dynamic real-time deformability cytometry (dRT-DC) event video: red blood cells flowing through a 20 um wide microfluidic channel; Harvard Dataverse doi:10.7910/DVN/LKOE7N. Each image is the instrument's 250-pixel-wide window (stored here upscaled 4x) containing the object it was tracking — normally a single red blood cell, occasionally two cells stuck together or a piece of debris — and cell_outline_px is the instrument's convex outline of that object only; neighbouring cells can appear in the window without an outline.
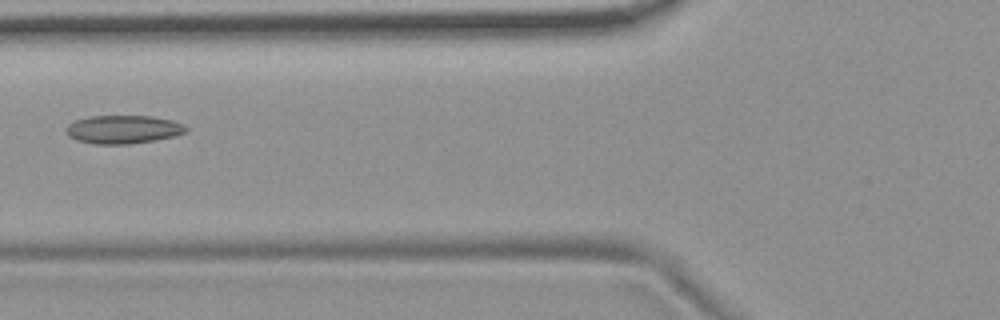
{"species": "common noctule bat (a hibernating species)", "species_latin": "Nyctalus noctula", "temperature_condition": "room temperature", "stored_images_in_passage": 6, "camera_frame_rate_fps": 3000, "um_per_image_px": 0.085, "animal": {"sex": "female", "body_mass_g": 19.9}, "frame": {"image": 1, "passage_image": 6, "time_ms": 1.667, "image_size_px": [1000, 320], "cell_outline_px": [[188, 132], [176, 136], [128, 144], [96, 144], [76, 140], [68, 136], [68, 124], [76, 120], [88, 116], [152, 116], [172, 120], [184, 124], [188, 128]], "centroid_in_image_um": [10.51, 10.99], "position_along_channel_um": 115.3, "area_um2": 19.77}}